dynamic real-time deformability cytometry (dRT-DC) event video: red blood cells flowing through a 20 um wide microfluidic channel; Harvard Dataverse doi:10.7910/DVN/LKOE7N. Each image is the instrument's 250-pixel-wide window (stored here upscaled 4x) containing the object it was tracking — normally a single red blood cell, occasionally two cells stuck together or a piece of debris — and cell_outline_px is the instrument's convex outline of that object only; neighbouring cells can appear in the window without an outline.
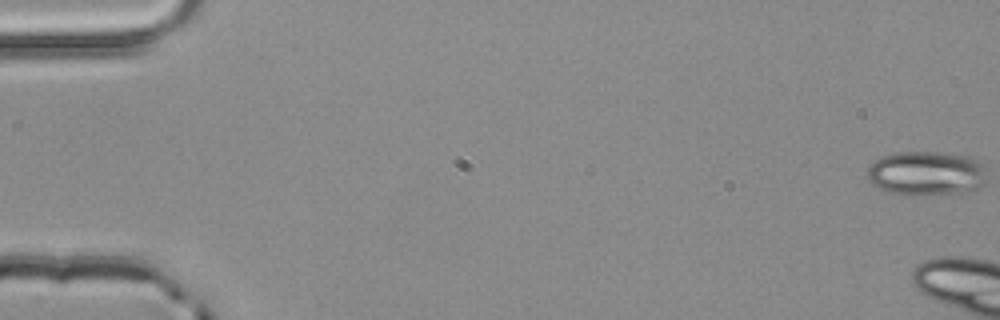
{"species": "common noctule bat (a hibernating species)", "species_latin": "Nyctalus noctula", "temperature_condition": "room temperature", "stored_images_in_passage": 3, "camera_frame_rate_fps": 3000, "um_per_image_px": 0.085, "animal": {"sex": "male", "body_mass_g": 20.4}, "frame": {"image": 1, "passage_image": 1, "time_ms": 0.0, "image_size_px": [1000, 320], "cell_outline_px": [[984, 184], [976, 192], [912, 196], [904, 196], [884, 192], [876, 188], [868, 180], [868, 168], [880, 156], [896, 152], [936, 152], [968, 156], [980, 160]], "centroid_in_image_um": [78.7, 14.77], "position_along_channel_um": 6.3, "area_um2": 31.5}}